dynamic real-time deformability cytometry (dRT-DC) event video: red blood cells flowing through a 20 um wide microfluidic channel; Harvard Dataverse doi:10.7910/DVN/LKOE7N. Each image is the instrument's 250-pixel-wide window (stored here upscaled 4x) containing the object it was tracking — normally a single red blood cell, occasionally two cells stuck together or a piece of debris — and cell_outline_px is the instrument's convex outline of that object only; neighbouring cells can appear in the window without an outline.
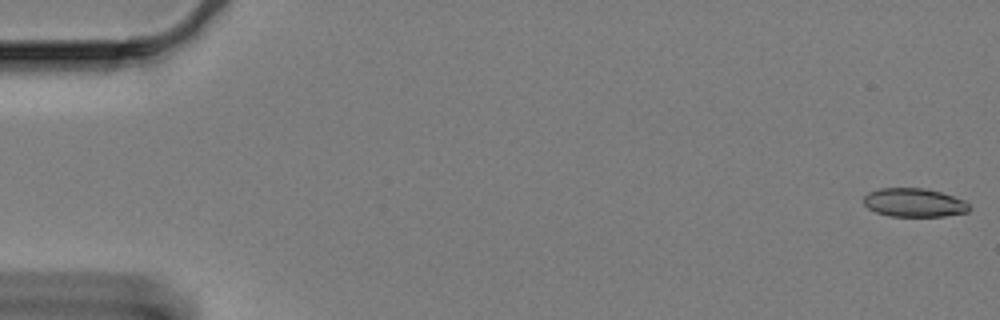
{"species": "Egyptian fruit bat (a non-hibernating species)", "species_latin": "Rousettus aegyptiacus", "temperature_condition": "cold", "stored_images_in_passage": 45, "camera_frame_rate_fps": 3000, "um_per_image_px": 0.085, "animal": {"sex": "female"}, "frame": {"image": 1, "passage_image": 1, "time_ms": 0.0, "image_size_px": [1000, 320], "cell_outline_px": [[972, 208], [968, 212], [944, 216], [888, 216], [876, 212], [868, 208], [864, 204], [864, 196], [868, 192], [880, 188], [924, 188], [940, 192], [964, 200]], "centroid_in_image_um": [77.7, 17.22], "position_along_channel_um": 7.3, "area_um2": 17.63}}
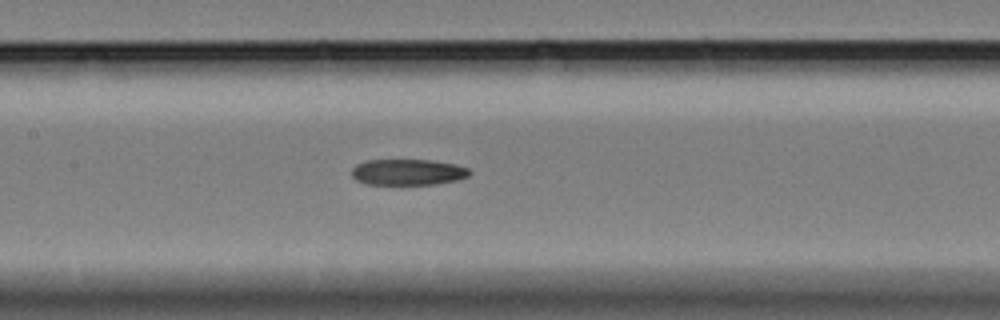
{"frame": {"image": 2, "passage_image": 29, "time_ms": 9.333, "image_size_px": [1000, 320], "cell_outline_px": [[472, 172], [468, 176], [456, 180], [436, 184], [364, 184], [356, 180], [352, 176], [352, 168], [356, 164], [368, 160], [428, 160], [456, 164], [468, 168]], "centroid_in_image_um": [34.66, 14.63], "position_along_channel_um": 172.7, "area_um2": 17.86}}
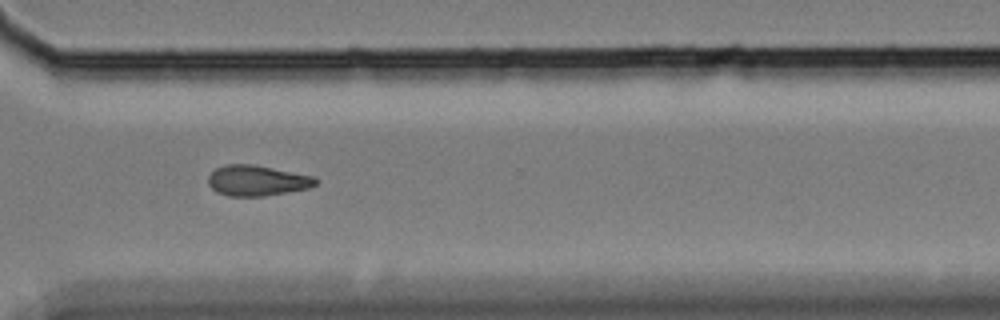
{"frame": {"image": 3, "passage_image": 45, "time_ms": 14.667, "image_size_px": [1000, 320], "cell_outline_px": [[320, 180], [312, 188], [264, 196], [228, 196], [216, 192], [208, 184], [208, 176], [216, 168], [224, 164], [252, 164], [316, 176]], "centroid_in_image_um": [21.89, 15.35], "position_along_channel_um": 348.7, "area_um2": 19.42}}